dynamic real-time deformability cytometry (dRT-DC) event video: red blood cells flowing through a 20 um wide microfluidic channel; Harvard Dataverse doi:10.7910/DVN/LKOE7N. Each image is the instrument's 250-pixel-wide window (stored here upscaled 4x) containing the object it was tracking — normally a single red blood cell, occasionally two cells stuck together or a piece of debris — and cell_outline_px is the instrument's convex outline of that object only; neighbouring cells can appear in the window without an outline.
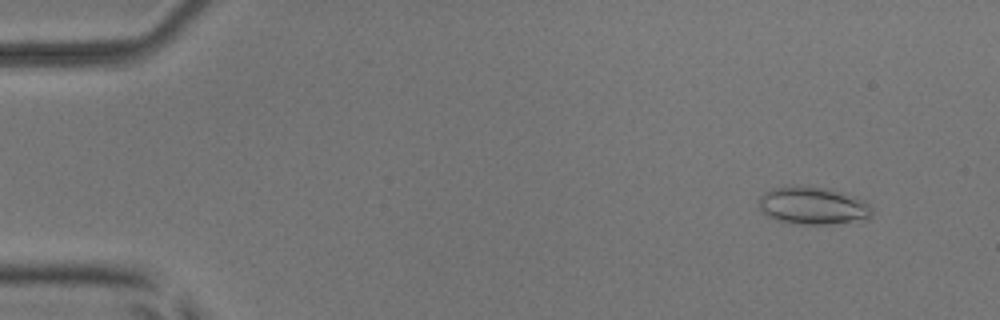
{"species": "common noctule bat (a hibernating species)", "species_latin": "Nyctalus noctula", "temperature_condition": "room temperature", "stored_images_in_passage": 53, "camera_frame_rate_fps": 3000, "um_per_image_px": 0.085, "animal": {"sex": "male", "body_mass_g": 17.9, "forearm_length_mm": 54.2}, "frame": {"image": 1, "passage_image": 5, "time_ms": 1.333, "image_size_px": [1000, 320], "cell_outline_px": [[872, 216], [868, 220], [824, 224], [792, 224], [768, 216], [760, 208], [760, 196], [764, 192], [772, 188], [808, 184], [832, 188], [856, 196], [864, 200], [872, 208]], "centroid_in_image_um": [69.16, 17.45], "position_along_channel_um": 15.8, "area_um2": 25.32}}
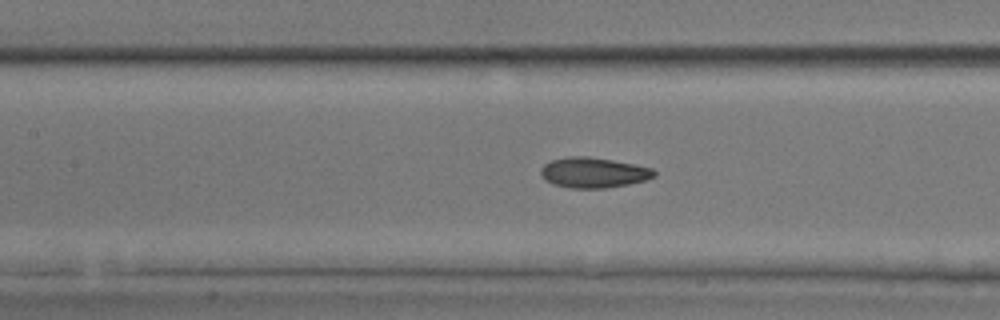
{"frame": {"image": 2, "passage_image": 25, "time_ms": 8.0, "image_size_px": [1000, 320], "cell_outline_px": [[656, 176], [644, 180], [628, 184], [604, 188], [568, 188], [556, 184], [548, 180], [540, 172], [540, 168], [544, 164], [552, 160], [568, 156], [588, 156], [612, 160], [652, 168], [656, 172]], "centroid_in_image_um": [50.45, 14.66], "position_along_channel_um": 156.9, "area_um2": 19.77}}
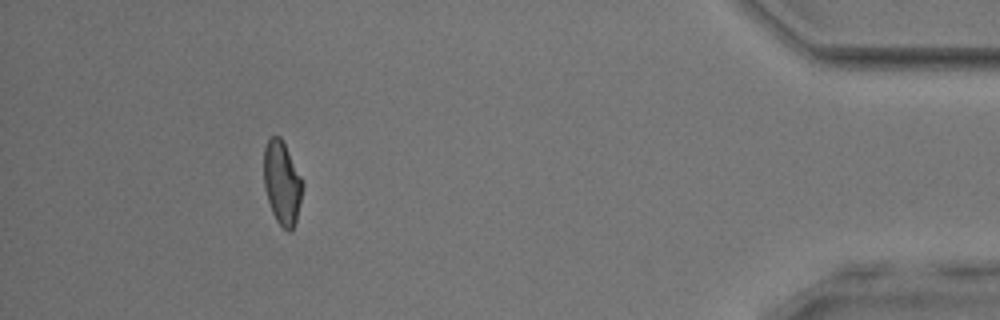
{"frame": {"image": 3, "passage_image": 49, "time_ms": 16.0, "image_size_px": [1000, 320], "cell_outline_px": [[304, 184], [296, 220], [292, 228], [288, 232], [276, 220], [272, 212], [264, 188], [264, 148], [268, 140], [272, 136], [280, 136]], "centroid_in_image_um": [23.96, 15.55], "position_along_channel_um": 411.2, "area_um2": 18.44}, "authors_computed_cell_mechanics": {"area_um2": 19.7098, "velocity_mm_per_s": 3.8949, "shape_relaxation_time_tau1_ms": 7.9956, "shape_relaxation_time_tau2_ms": 1.9028, "deformation_change_tau1": 0.1772, "deformation_change_tau2": 0.0876}}